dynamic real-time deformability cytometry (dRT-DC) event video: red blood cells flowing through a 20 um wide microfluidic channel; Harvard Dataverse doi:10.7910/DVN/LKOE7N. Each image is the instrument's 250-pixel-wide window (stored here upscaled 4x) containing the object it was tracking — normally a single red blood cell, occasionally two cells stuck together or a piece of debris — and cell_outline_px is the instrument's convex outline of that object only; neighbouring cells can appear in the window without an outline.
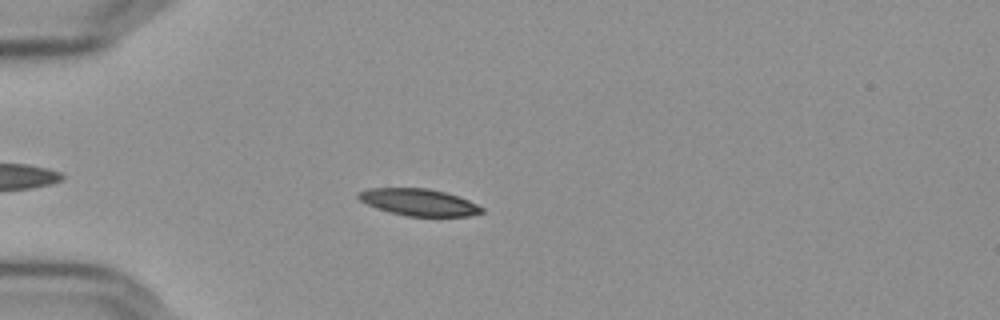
{"species": "Egyptian fruit bat (a non-hibernating species)", "species_latin": "Rousettus aegyptiacus", "temperature_condition": "cold", "stored_images_in_passage": 49, "camera_frame_rate_fps": 3000, "um_per_image_px": 0.085, "frame": {"image": 1, "passage_image": 9, "time_ms": 2.667, "image_size_px": [1000, 320], "cell_outline_px": [[484, 212], [468, 216], [408, 216], [388, 212], [376, 208], [360, 200], [356, 196], [356, 192], [368, 188], [428, 188], [444, 192], [468, 200], [484, 208]], "centroid_in_image_um": [35.56, 17.19], "position_along_channel_um": 49.4, "area_um2": 19.31}}
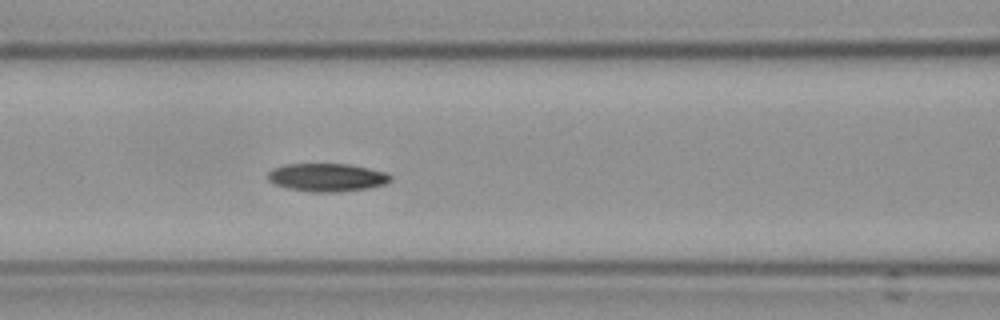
{"frame": {"image": 2, "passage_image": 18, "time_ms": 5.667, "image_size_px": [1000, 320], "cell_outline_px": [[392, 180], [384, 184], [368, 188], [336, 192], [312, 192], [288, 188], [276, 184], [268, 180], [268, 172], [272, 168], [284, 164], [348, 164], [368, 168], [384, 172], [392, 176]], "centroid_in_image_um": [27.78, 15.07], "position_along_channel_um": 138.8, "area_um2": 20.0}}
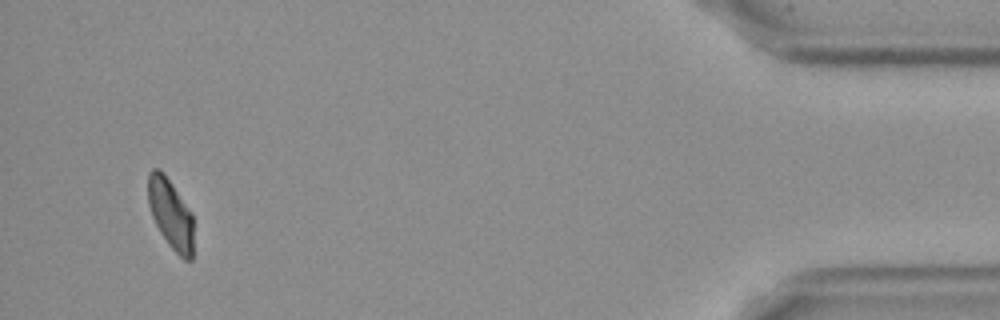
{"frame": {"image": 3, "passage_image": 47, "time_ms": 15.333, "image_size_px": [1000, 320], "cell_outline_px": [[192, 260], [184, 260], [168, 244], [160, 232], [152, 216], [148, 204], [148, 172], [152, 168], [160, 168], [164, 172], [192, 212]], "centroid_in_image_um": [14.49, 18.13], "position_along_channel_um": 420.7, "area_um2": 18.55}, "authors_computed_cell_mechanics": {"area_um2": 19.8832, "velocity_mm_per_s": 3.6233, "shape_relaxation_time_tau1_ms": 6.6414, "shape_relaxation_time_tau2_ms": null, "deformation_change_tau1": 0.1397, "deformation_change_tau2": null}}